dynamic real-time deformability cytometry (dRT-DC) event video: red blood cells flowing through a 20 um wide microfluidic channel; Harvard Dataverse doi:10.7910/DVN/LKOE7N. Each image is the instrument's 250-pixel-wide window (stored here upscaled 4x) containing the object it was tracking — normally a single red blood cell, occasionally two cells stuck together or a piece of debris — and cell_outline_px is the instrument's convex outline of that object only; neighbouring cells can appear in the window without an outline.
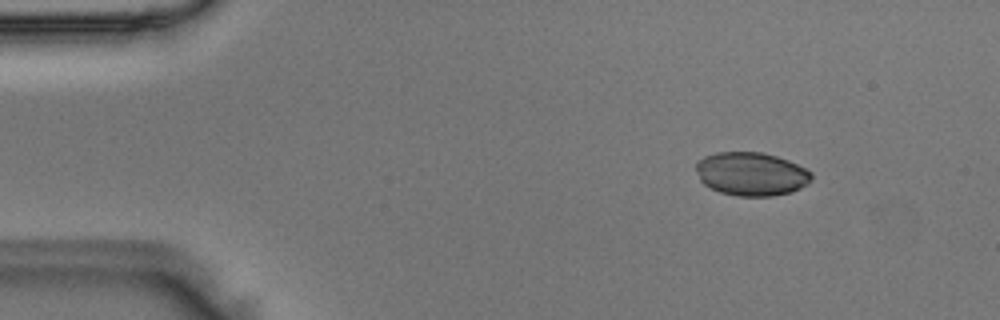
{"species": "Egyptian fruit bat (a non-hibernating species)", "species_latin": "Rousettus aegyptiacus", "temperature_condition": "room temperature", "stored_images_in_passage": 44, "camera_frame_rate_fps": 3000, "um_per_image_px": 0.085, "animal": {"sex": "male"}, "frame": {"image": 1, "passage_image": 1, "time_ms": 0.0, "image_size_px": [1000, 320], "cell_outline_px": [[812, 180], [808, 184], [792, 192], [772, 196], [736, 196], [720, 192], [704, 184], [700, 180], [696, 168], [696, 160], [704, 156], [716, 152], [764, 152], [788, 160], [812, 172]], "centroid_in_image_um": [63.86, 14.78], "position_along_channel_um": 21.1, "area_um2": 29.42}}
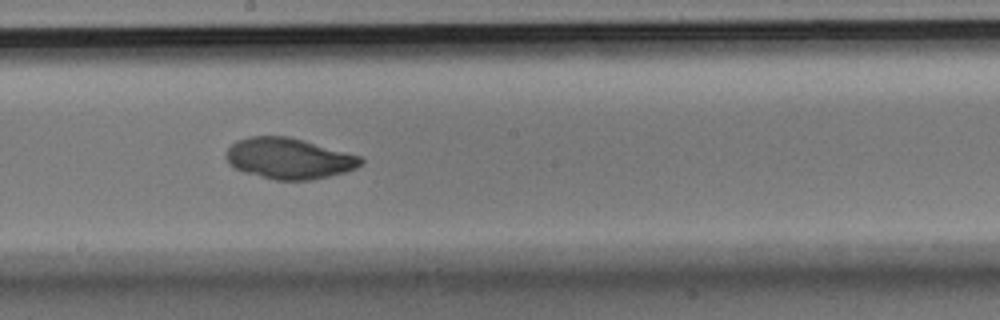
{"frame": {"image": 2, "passage_image": 22, "time_ms": 7.0, "image_size_px": [1000, 320], "cell_outline_px": [[364, 160], [356, 168], [344, 172], [328, 176], [308, 180], [276, 180], [244, 172], [228, 164], [224, 156], [228, 148], [236, 140], [248, 136], [288, 136], [304, 140], [360, 156]], "centroid_in_image_um": [24.51, 13.46], "position_along_channel_um": 223.7, "area_um2": 32.02}}
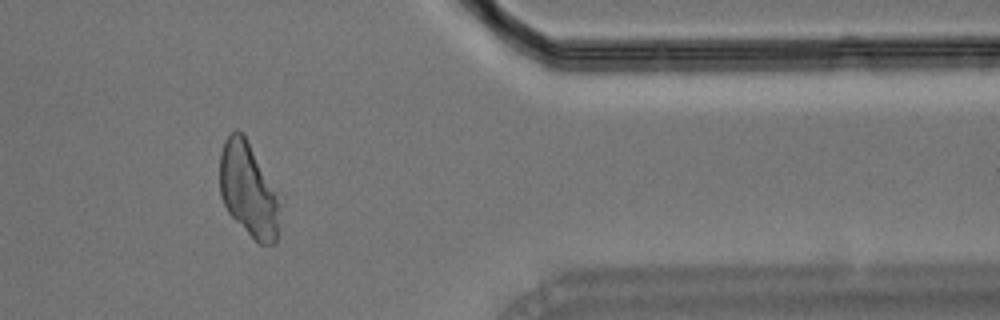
{"frame": {"image": 3, "passage_image": 36, "time_ms": 11.667, "image_size_px": [1000, 320], "cell_outline_px": [[284, 200], [276, 240], [272, 244], [260, 244], [228, 212], [220, 196], [220, 152], [224, 140], [228, 132], [236, 128], [244, 136], [284, 196]], "centroid_in_image_um": [21.2, 16.1], "position_along_channel_um": 390.2, "area_um2": 34.1}}